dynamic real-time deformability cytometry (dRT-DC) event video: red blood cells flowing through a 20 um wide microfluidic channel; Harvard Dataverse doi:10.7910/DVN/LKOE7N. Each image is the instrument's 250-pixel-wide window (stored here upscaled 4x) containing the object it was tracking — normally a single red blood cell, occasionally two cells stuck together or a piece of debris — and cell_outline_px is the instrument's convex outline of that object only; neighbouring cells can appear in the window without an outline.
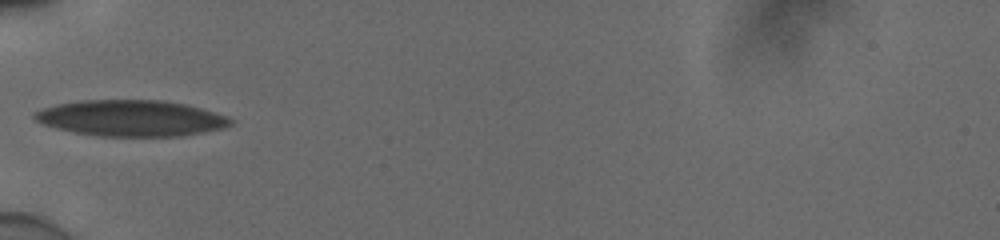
{"species": "human", "species_latin": "Homo sapiens", "temperature_condition": "cold", "stored_images_in_passage": 34, "camera_frame_rate_fps": 3000, "um_per_image_px": 0.085, "donor": {"sex": "male"}, "frame": {"image": 1, "passage_image": 1, "time_ms": 0.0, "image_size_px": [1000, 240], "cell_outline_px": [[232, 124], [220, 128], [180, 136], [100, 136], [72, 132], [44, 124], [36, 120], [32, 116], [32, 112], [56, 104], [80, 100], [164, 100], [184, 104], [200, 108], [228, 116], [232, 120]], "centroid_in_image_um": [11.1, 10.03], "position_along_channel_um": 73.9, "area_um2": 40.98}}
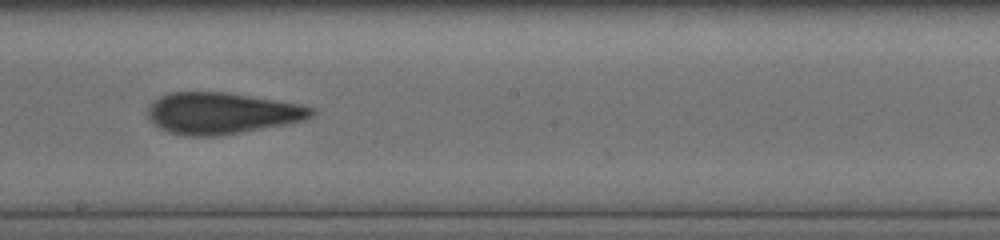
{"frame": {"image": 2, "passage_image": 13, "time_ms": 4.0, "image_size_px": [1000, 240], "cell_outline_px": [[316, 112], [312, 116], [304, 120], [284, 124], [220, 136], [184, 136], [168, 132], [160, 128], [148, 116], [148, 104], [160, 96], [168, 92], [228, 92], [300, 104], [316, 108]], "centroid_in_image_um": [18.84, 9.62], "position_along_channel_um": 229.4, "area_um2": 39.59}}
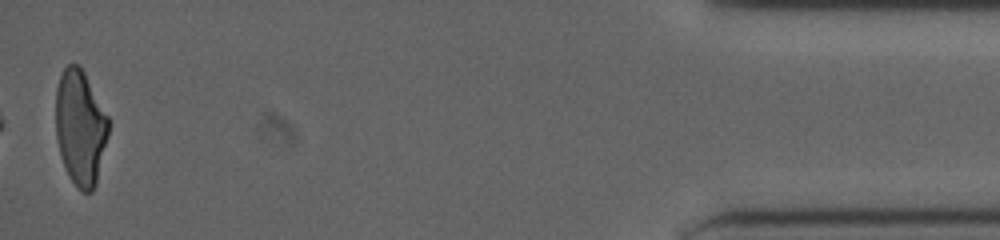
{"frame": {"image": 3, "passage_image": 34, "time_ms": 11.0, "image_size_px": [1000, 240], "cell_outline_px": [[108, 136], [96, 184], [92, 192], [80, 192], [76, 188], [68, 176], [60, 156], [56, 136], [56, 88], [60, 76], [64, 68], [68, 64], [76, 64], [84, 72], [108, 116]], "centroid_in_image_um": [6.82, 10.88], "position_along_channel_um": 428.4, "area_um2": 35.49}, "authors_computed_cell_mechanics": {"area_um2": 38.8127, "velocity_mm_per_s": 3.9161, "shape_relaxation_time_tau1_ms": null, "shape_relaxation_time_tau2_ms": 2.6426, "deformation_change_tau1": null, "deformation_change_tau2": 0.1086}}